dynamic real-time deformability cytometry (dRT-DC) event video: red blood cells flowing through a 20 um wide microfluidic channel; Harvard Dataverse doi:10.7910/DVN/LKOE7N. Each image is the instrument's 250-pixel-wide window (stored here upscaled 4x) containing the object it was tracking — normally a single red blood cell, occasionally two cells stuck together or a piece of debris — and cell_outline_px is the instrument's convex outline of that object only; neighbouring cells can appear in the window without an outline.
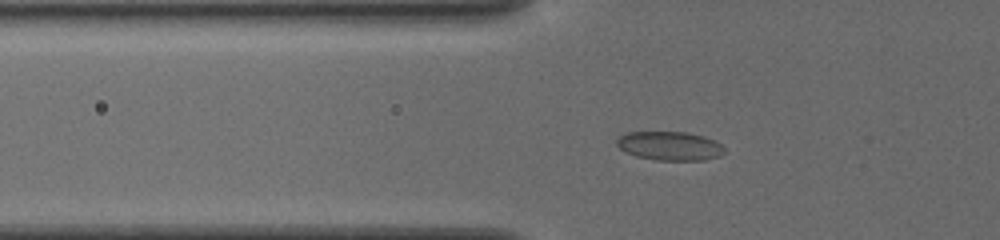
{"species": "common noctule bat (a hibernating species)", "species_latin": "Nyctalus noctula", "temperature_condition": "cold", "stored_images_in_passage": 30, "camera_frame_rate_fps": 3000, "um_per_image_px": 0.085, "animal": {"sex": "female", "body_mass_g": 19.5, "forearm_length_mm": 54.1}, "frame": {"image": 1, "passage_image": 5, "time_ms": 1.333, "image_size_px": [1000, 240], "cell_outline_px": [[724, 152], [720, 156], [704, 160], [656, 160], [636, 156], [624, 152], [616, 144], [616, 140], [620, 136], [628, 132], [688, 132], [704, 136], [720, 144], [724, 148]], "centroid_in_image_um": [56.91, 12.4], "position_along_channel_um": 68.9, "area_um2": 18.09}}
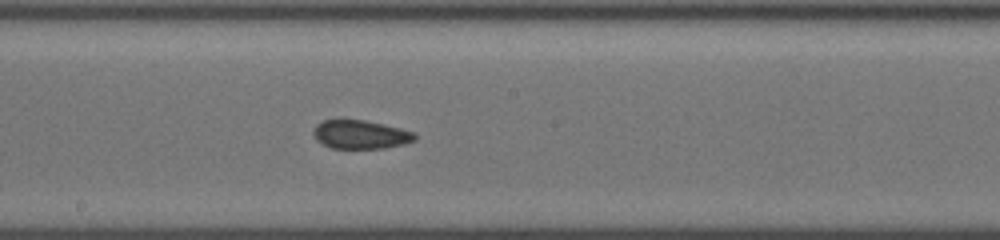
{"frame": {"image": 2, "passage_image": 15, "time_ms": 4.667, "image_size_px": [1000, 240], "cell_outline_px": [[416, 140], [404, 144], [384, 148], [332, 148], [316, 140], [312, 132], [312, 128], [316, 124], [324, 120], [364, 120], [384, 124], [416, 132]], "centroid_in_image_um": [30.65, 11.43], "position_along_channel_um": 217.6, "area_um2": 16.99}}
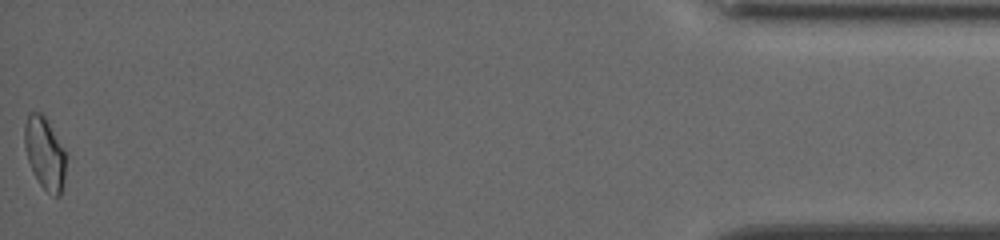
{"frame": {"image": 3, "passage_image": 30, "time_ms": 9.667, "image_size_px": [1000, 240], "cell_outline_px": [[68, 156], [64, 180], [60, 196], [56, 196], [48, 192], [40, 184], [28, 160], [24, 144], [24, 124], [28, 112], [40, 112], [44, 116], [64, 148]], "centroid_in_image_um": [3.83, 13.01], "position_along_channel_um": 431.4, "area_um2": 17.46}}